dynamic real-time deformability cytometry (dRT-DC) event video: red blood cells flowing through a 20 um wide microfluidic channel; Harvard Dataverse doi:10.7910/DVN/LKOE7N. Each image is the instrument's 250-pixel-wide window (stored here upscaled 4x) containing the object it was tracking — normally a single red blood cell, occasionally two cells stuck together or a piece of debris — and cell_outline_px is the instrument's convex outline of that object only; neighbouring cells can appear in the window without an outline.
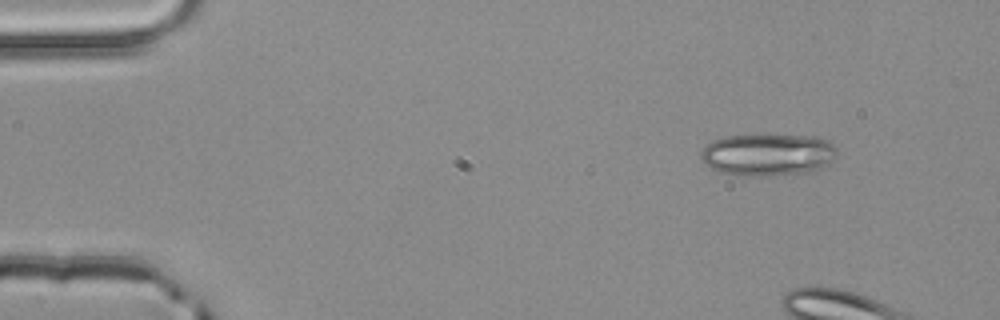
{"species": "common noctule bat (a hibernating species)", "species_latin": "Nyctalus noctula", "temperature_condition": "room temperature", "stored_images_in_passage": 4, "segment_of_instrument_passage": [2, 2], "camera_frame_rate_fps": 3000, "um_per_image_px": 0.085, "animal": {"sex": "male", "body_mass_g": 20.4}, "frame": {"image": 1, "passage_image": 4, "time_ms": 1.0, "image_size_px": [1000, 320], "cell_outline_px": [[836, 156], [824, 168], [816, 172], [776, 176], [736, 176], [720, 172], [704, 164], [700, 156], [700, 152], [712, 140], [724, 136], [768, 132], [816, 136], [832, 144], [836, 148]], "centroid_in_image_um": [65.28, 13.12], "position_along_channel_um": 19.7, "area_um2": 35.08}}